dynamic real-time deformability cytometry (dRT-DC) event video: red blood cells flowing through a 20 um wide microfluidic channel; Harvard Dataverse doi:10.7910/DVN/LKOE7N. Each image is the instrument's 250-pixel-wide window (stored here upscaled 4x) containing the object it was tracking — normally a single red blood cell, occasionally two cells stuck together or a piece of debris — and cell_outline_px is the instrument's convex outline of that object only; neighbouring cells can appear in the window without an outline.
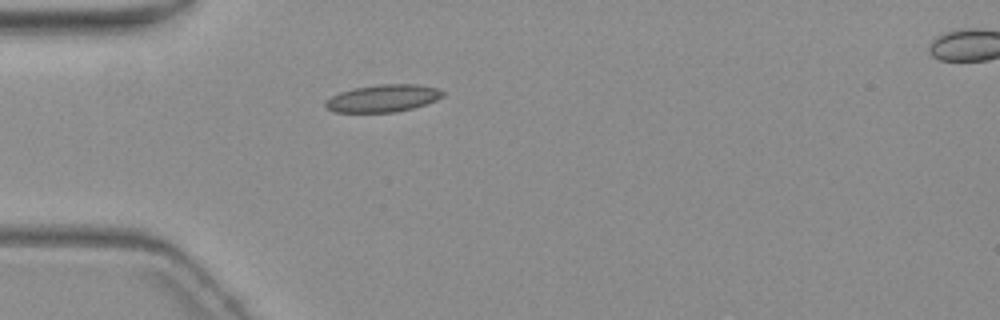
{"species": "common noctule bat (a hibernating species)", "species_latin": "Nyctalus noctula", "temperature_condition": "warm", "stored_images_in_passage": 2, "segment_of_instrument_passage": [1, 2], "camera_frame_rate_fps": 3000, "um_per_image_px": 0.085, "animal": {"sex": "female", "body_mass_g": 19.3, "forearm_length_mm": 54.1}, "frame": {"image": 1, "passage_image": 1, "time_ms": 0.0, "image_size_px": [1000, 320], "cell_outline_px": [[444, 96], [436, 100], [412, 108], [396, 112], [332, 112], [324, 108], [324, 100], [340, 92], [352, 88], [376, 84], [420, 84], [436, 88], [444, 92]], "centroid_in_image_um": [32.5, 8.35], "position_along_channel_um": 52.5, "area_um2": 18.9}}